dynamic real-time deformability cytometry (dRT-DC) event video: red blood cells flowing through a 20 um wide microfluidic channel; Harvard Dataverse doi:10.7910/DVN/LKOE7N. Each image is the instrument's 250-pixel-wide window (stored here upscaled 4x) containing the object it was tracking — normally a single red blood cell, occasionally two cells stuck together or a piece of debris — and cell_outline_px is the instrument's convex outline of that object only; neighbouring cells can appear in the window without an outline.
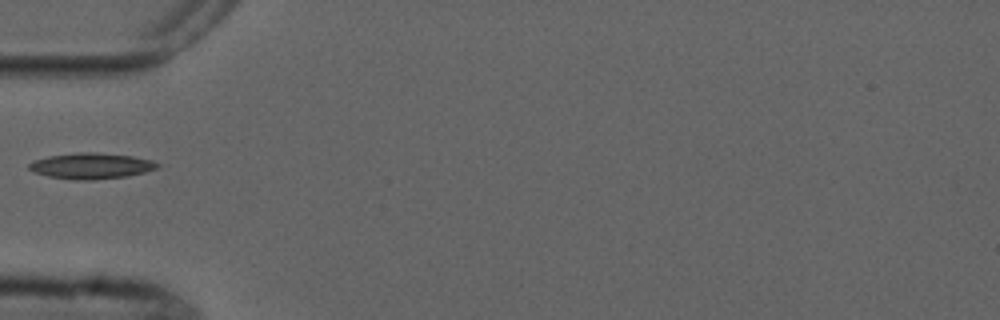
{"species": "common noctule bat (a hibernating species)", "species_latin": "Nyctalus noctula", "temperature_condition": "cold", "stored_images_in_passage": 2, "camera_frame_rate_fps": 3000, "um_per_image_px": 0.085, "animal": {"sex": "male", "forearm_length_mm": 52.5}, "frame": {"image": 1, "passage_image": 2, "time_ms": 1.0, "image_size_px": [1000, 320], "cell_outline_px": [[160, 164], [156, 168], [144, 172], [128, 176], [92, 180], [76, 180], [48, 176], [36, 172], [28, 168], [28, 164], [32, 160], [48, 156], [80, 152], [96, 152], [132, 156], [152, 160]], "centroid_in_image_um": [7.74, 14.09], "position_along_channel_um": 77.3, "area_um2": 19.31}}